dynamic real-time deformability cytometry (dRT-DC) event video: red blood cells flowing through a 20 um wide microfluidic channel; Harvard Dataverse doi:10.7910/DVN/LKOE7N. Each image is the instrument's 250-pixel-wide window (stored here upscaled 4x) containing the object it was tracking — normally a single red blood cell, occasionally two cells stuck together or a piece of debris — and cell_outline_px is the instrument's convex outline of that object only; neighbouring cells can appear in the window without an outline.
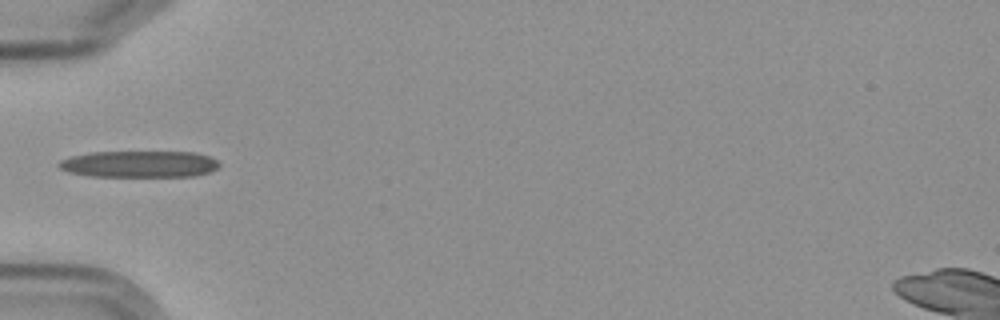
{"species": "Egyptian fruit bat (a non-hibernating species)", "species_latin": "Rousettus aegyptiacus", "temperature_condition": "cold", "stored_images_in_passage": 1, "camera_frame_rate_fps": 3000, "um_per_image_px": 0.085, "frame": {"image": 1, "passage_image": 1, "time_ms": 0.0, "image_size_px": [1000, 320], "cell_outline_px": [[220, 164], [216, 168], [208, 172], [196, 176], [88, 176], [68, 172], [60, 168], [56, 164], [60, 160], [72, 156], [92, 152], [192, 152], [208, 156], [216, 160]], "centroid_in_image_um": [11.8, 13.95], "position_along_channel_um": 73.2, "area_um2": 24.74}}